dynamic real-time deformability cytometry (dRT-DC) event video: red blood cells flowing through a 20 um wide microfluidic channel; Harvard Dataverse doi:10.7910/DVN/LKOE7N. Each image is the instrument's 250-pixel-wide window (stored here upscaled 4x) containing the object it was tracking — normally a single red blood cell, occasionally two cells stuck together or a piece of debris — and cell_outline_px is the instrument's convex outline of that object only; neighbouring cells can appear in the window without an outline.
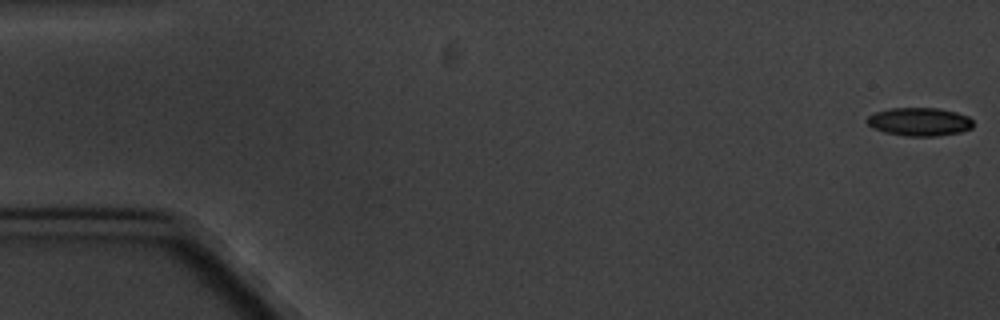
{"species": "common noctule bat (a hibernating species)", "species_latin": "Nyctalus noctula", "temperature_condition": "cold", "stored_images_in_passage": 6, "camera_frame_rate_fps": 3000, "um_per_image_px": 0.085, "animal": {"sex": "male", "body_mass_g": 20.1, "forearm_length_mm": 53.5}, "frame": {"image": 1, "passage_image": 1, "time_ms": 0.0, "image_size_px": [1000, 320], "cell_outline_px": [[972, 128], [960, 132], [936, 136], [904, 136], [884, 132], [872, 128], [864, 120], [868, 116], [876, 112], [888, 108], [936, 108], [956, 112], [968, 116], [972, 120]], "centroid_in_image_um": [78.11, 10.35], "position_along_channel_um": 6.9, "area_um2": 17.57}}
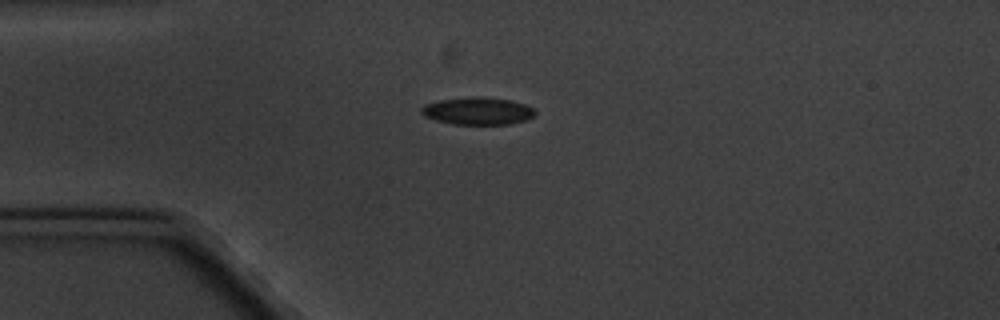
{"frame": {"image": 2, "passage_image": 4, "time_ms": 4.667, "image_size_px": [1000, 320], "cell_outline_px": [[536, 116], [524, 120], [508, 124], [452, 124], [436, 120], [424, 116], [420, 112], [420, 108], [424, 104], [440, 100], [472, 96], [512, 100], [524, 104], [532, 108], [536, 112]], "centroid_in_image_um": [40.58, 9.43], "position_along_channel_um": 44.4, "area_um2": 18.15}}